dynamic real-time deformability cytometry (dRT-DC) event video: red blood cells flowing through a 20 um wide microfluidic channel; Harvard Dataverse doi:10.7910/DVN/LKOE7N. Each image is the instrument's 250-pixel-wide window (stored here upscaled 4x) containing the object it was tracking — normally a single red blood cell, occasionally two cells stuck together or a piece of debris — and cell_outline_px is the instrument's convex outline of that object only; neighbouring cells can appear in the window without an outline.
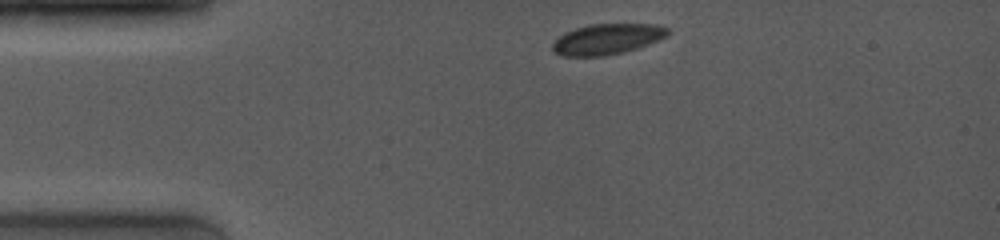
{"species": "common noctule bat (a hibernating species)", "species_latin": "Nyctalus noctula", "temperature_condition": "room temperature", "stored_images_in_passage": 3, "camera_frame_rate_fps": 4000, "um_per_image_px": 0.085, "animal": {"sex": "female", "body_mass_g": 19.0, "forearm_length_mm": 53.3}, "frame": {"image": 1, "passage_image": 1, "time_ms": 0.0, "image_size_px": [1000, 240], "cell_outline_px": [[672, 32], [668, 36], [660, 40], [624, 52], [604, 56], [564, 56], [552, 52], [552, 44], [564, 32], [588, 24], [656, 24], [668, 28]], "centroid_in_image_um": [51.63, 3.32], "position_along_channel_um": 33.4, "area_um2": 20.75}}